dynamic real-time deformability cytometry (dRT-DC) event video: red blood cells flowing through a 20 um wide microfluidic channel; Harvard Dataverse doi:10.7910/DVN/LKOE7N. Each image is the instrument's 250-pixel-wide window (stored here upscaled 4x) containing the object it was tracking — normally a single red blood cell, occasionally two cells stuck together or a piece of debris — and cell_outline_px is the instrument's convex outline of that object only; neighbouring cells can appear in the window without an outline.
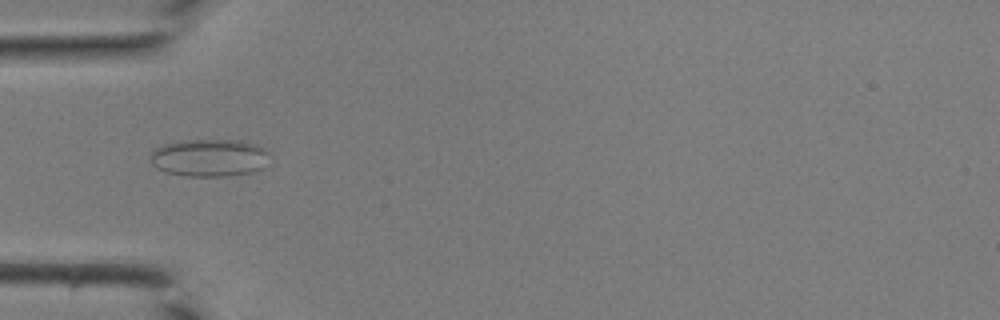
{"species": "common noctule bat (a hibernating species)", "species_latin": "Nyctalus noctula", "temperature_condition": "room temperature", "stored_images_in_passage": 32, "camera_frame_rate_fps": 3000, "um_per_image_px": 0.085, "animal": {"sex": "male", "body_mass_g": 19.0, "forearm_length_mm": 50.8}, "frame": {"image": 1, "passage_image": 4, "time_ms": 1.0, "image_size_px": [1000, 320], "cell_outline_px": [[268, 152], [264, 168], [248, 172], [224, 176], [188, 176], [164, 172], [156, 168], [152, 164], [152, 152], [160, 144], [184, 140], [244, 140], [256, 144], [264, 148]], "centroid_in_image_um": [17.77, 13.39], "position_along_channel_um": 67.2, "area_um2": 26.07}}
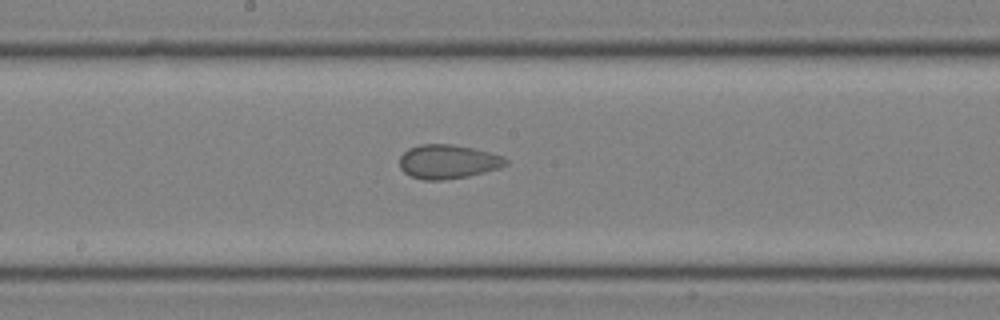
{"frame": {"image": 2, "passage_image": 13, "time_ms": 4.0, "image_size_px": [1000, 320], "cell_outline_px": [[508, 164], [500, 168], [468, 176], [440, 180], [424, 180], [412, 176], [404, 172], [400, 168], [400, 156], [408, 148], [420, 144], [452, 144], [472, 148], [504, 156], [508, 160]], "centroid_in_image_um": [38.08, 13.73], "position_along_channel_um": 210.1, "area_um2": 21.04}}
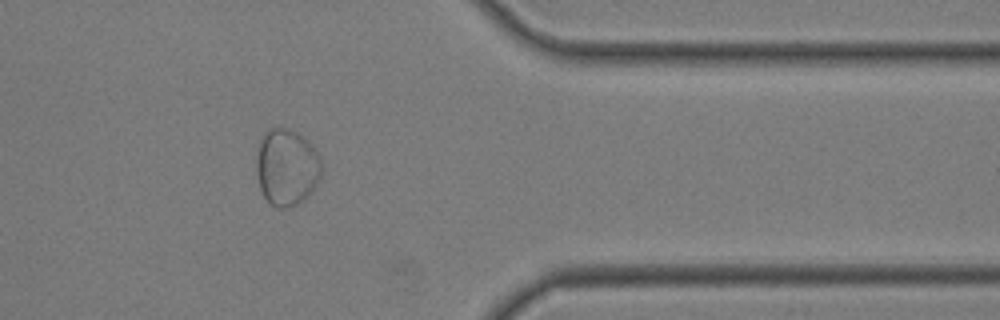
{"frame": {"image": 3, "passage_image": 25, "time_ms": 8.0, "image_size_px": [1000, 320], "cell_outline_px": [[324, 168], [312, 192], [308, 196], [296, 204], [284, 208], [276, 208], [264, 196], [260, 188], [256, 172], [256, 156], [260, 140], [264, 132], [268, 128], [288, 128], [304, 136], [316, 148], [320, 156]], "centroid_in_image_um": [24.39, 14.18], "position_along_channel_um": 387.0, "area_um2": 29.59}}